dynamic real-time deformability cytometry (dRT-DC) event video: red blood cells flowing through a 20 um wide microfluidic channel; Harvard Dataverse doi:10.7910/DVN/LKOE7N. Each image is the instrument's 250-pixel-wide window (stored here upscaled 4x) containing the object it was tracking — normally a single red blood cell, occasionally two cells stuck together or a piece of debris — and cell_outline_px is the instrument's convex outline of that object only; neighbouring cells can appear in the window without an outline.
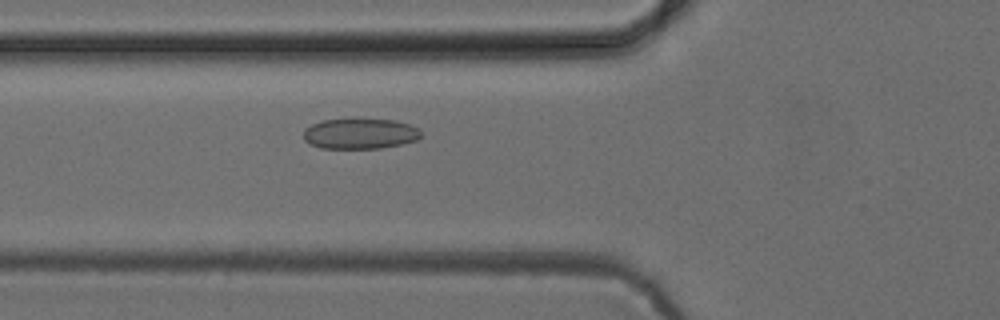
{"species": "common noctule bat (a hibernating species)", "species_latin": "Nyctalus noctula", "temperature_condition": "cold", "stored_images_in_passage": 50, "camera_frame_rate_fps": 3000, "um_per_image_px": 0.085, "animal": {"sex": "female", "body_mass_g": 24.6, "forearm_length_mm": 56.2}, "frame": {"image": 1, "passage_image": 17, "time_ms": 5.333, "image_size_px": [1000, 320], "cell_outline_px": [[420, 136], [416, 140], [400, 144], [380, 148], [320, 148], [308, 144], [304, 140], [304, 128], [320, 120], [352, 116], [396, 120], [408, 124], [416, 128], [420, 132]], "centroid_in_image_um": [30.52, 11.31], "position_along_channel_um": 95.3, "area_um2": 21.68}}
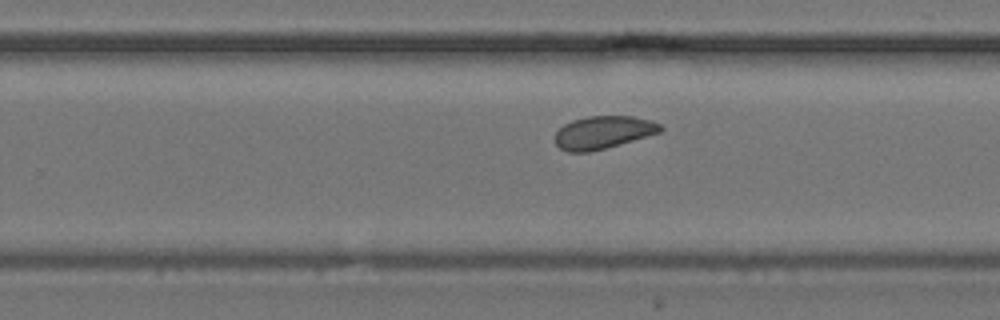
{"frame": {"image": 2, "passage_image": 31, "time_ms": 10.0, "image_size_px": [1000, 320], "cell_outline_px": [[664, 128], [660, 132], [604, 148], [588, 152], [568, 152], [560, 148], [552, 140], [556, 132], [564, 124], [572, 120], [588, 116], [632, 116], [652, 120], [660, 124]], "centroid_in_image_um": [51.23, 11.24], "position_along_channel_um": 278.6, "area_um2": 20.06}}
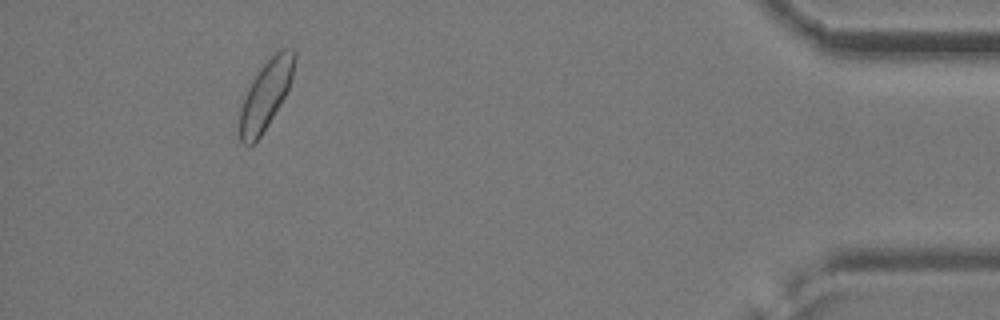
{"frame": {"image": 3, "passage_image": 46, "time_ms": 15.0, "image_size_px": [1000, 320], "cell_outline_px": [[296, 56], [292, 76], [288, 88], [280, 104], [268, 124], [260, 136], [248, 148], [240, 140], [240, 108], [248, 88], [252, 80], [260, 68], [280, 48], [292, 48], [296, 52]], "centroid_in_image_um": [22.59, 8.04], "position_along_channel_um": 412.6, "area_um2": 21.5}}